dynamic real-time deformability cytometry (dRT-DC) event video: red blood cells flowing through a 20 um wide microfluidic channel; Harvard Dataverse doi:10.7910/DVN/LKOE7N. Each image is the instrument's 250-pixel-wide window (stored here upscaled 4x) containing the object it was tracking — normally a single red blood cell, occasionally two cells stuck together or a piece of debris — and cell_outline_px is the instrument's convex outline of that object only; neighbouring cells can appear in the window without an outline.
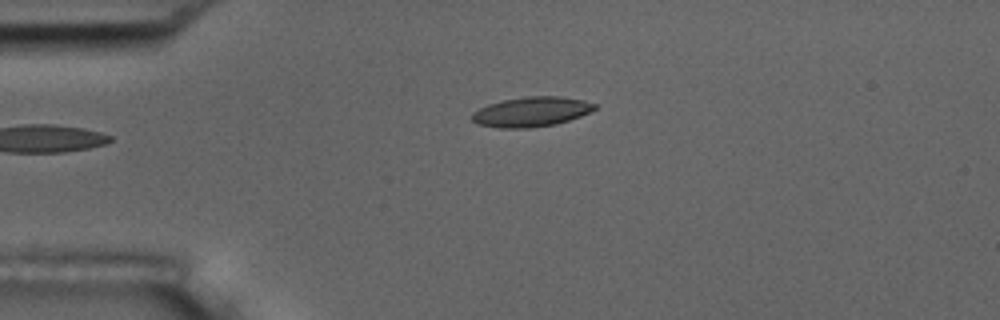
{"species": "common noctule bat (a hibernating species)", "species_latin": "Nyctalus noctula", "temperature_condition": "room temperature", "stored_images_in_passage": 5, "camera_frame_rate_fps": 3000, "um_per_image_px": 0.085, "animal": {"sex": "male", "body_mass_g": 17.5, "forearm_length_mm": 52.3}, "frame": {"image": 1, "passage_image": 5, "time_ms": 5.333, "image_size_px": [1000, 320], "cell_outline_px": [[596, 108], [580, 116], [556, 124], [528, 128], [500, 128], [480, 124], [472, 120], [472, 112], [488, 104], [504, 100], [524, 96], [560, 96], [584, 100], [596, 104]], "centroid_in_image_um": [45.16, 9.49], "position_along_channel_um": 39.8, "area_um2": 21.15}}